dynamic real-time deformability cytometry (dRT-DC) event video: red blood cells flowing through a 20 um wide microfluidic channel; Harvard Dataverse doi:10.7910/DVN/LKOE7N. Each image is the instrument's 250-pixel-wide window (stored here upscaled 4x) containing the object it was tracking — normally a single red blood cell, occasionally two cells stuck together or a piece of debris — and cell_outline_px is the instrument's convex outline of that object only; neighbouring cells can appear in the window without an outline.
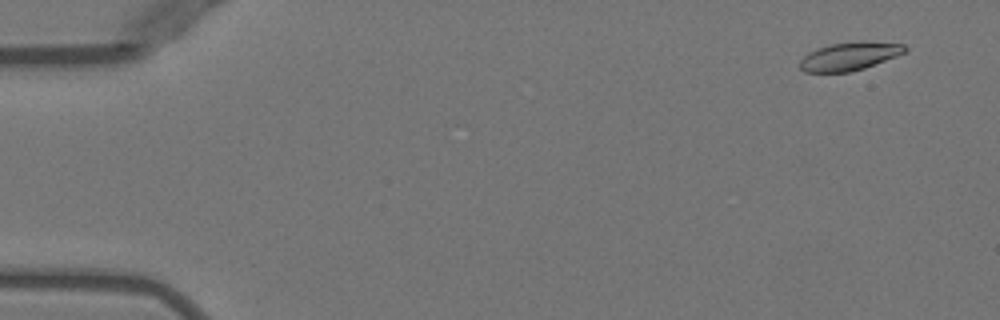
{"species": "Egyptian fruit bat (a non-hibernating species)", "species_latin": "Rousettus aegyptiacus", "temperature_condition": "warm", "stored_images_in_passage": 36, "camera_frame_rate_fps": 3000, "um_per_image_px": 0.085, "animal": {"sex": "female"}, "frame": {"image": 1, "passage_image": 4, "time_ms": 1.0, "image_size_px": [1000, 320], "cell_outline_px": [[908, 48], [904, 52], [896, 56], [864, 68], [848, 72], [804, 72], [800, 68], [800, 60], [808, 52], [816, 48], [832, 44], [860, 40], [904, 44]], "centroid_in_image_um": [72.19, 4.77], "position_along_channel_um": 12.8, "area_um2": 17.28}}
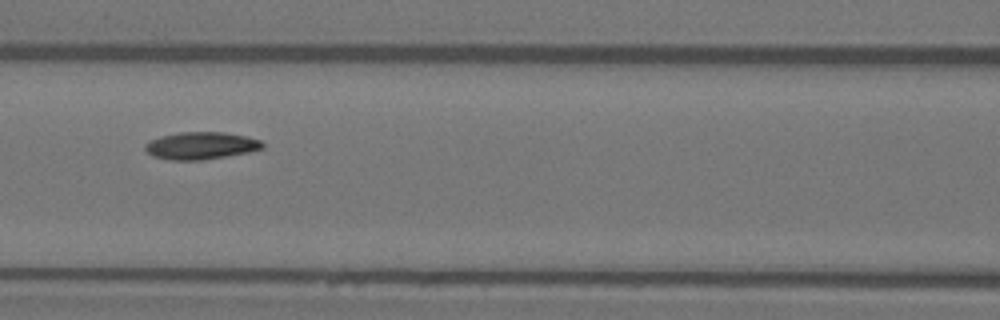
{"frame": {"image": 2, "passage_image": 24, "time_ms": 7.667, "image_size_px": [1000, 320], "cell_outline_px": [[264, 148], [252, 152], [200, 160], [168, 160], [152, 156], [144, 148], [144, 144], [148, 140], [160, 136], [180, 132], [224, 132], [248, 136], [260, 140], [264, 144]], "centroid_in_image_um": [17.08, 12.38], "position_along_channel_um": 149.5, "area_um2": 18.96}}
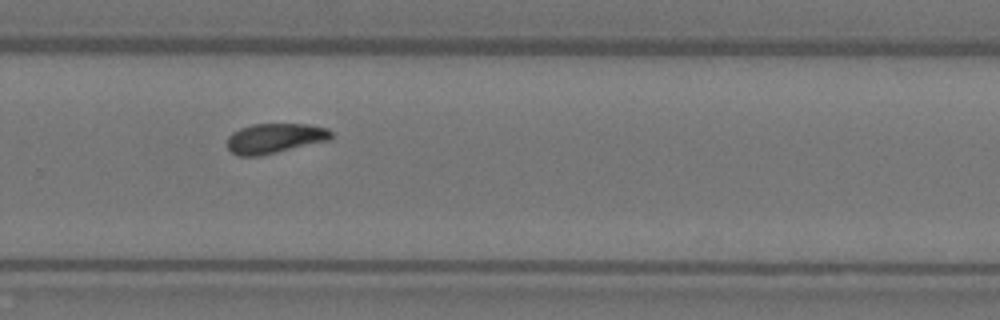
{"frame": {"image": 3, "passage_image": 36, "time_ms": 11.667, "image_size_px": [1000, 320], "cell_outline_px": [[332, 136], [328, 140], [260, 156], [236, 156], [228, 148], [228, 136], [232, 132], [240, 128], [252, 124], [308, 124], [328, 128], [332, 132]], "centroid_in_image_um": [23.34, 11.75], "position_along_channel_um": 306.5, "area_um2": 18.09}}